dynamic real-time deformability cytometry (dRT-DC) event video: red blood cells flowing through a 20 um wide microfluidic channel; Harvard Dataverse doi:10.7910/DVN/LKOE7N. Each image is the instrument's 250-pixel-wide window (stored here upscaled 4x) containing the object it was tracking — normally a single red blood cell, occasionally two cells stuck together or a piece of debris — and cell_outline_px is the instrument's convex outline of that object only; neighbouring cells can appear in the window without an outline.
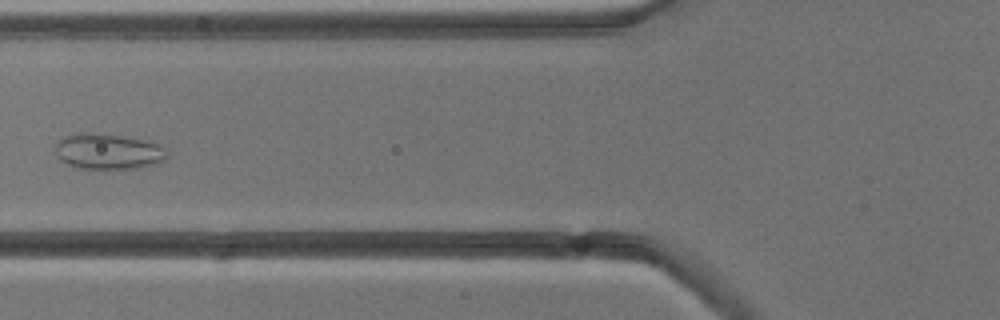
{"species": "common noctule bat (a hibernating species)", "species_latin": "Nyctalus noctula", "temperature_condition": "cold", "stored_images_in_passage": 7, "camera_frame_rate_fps": 3000, "um_per_image_px": 0.085, "animal": {"sex": "male", "body_mass_g": 13.3}, "frame": {"image": 1, "passage_image": 6, "time_ms": 6.667, "image_size_px": [1000, 320], "cell_outline_px": [[168, 156], [160, 164], [136, 168], [104, 172], [76, 168], [60, 160], [56, 156], [56, 140], [64, 136], [84, 132], [124, 136], [148, 140], [160, 144], [168, 148]], "centroid_in_image_um": [9.24, 12.92], "position_along_channel_um": 116.6, "area_um2": 24.51}}